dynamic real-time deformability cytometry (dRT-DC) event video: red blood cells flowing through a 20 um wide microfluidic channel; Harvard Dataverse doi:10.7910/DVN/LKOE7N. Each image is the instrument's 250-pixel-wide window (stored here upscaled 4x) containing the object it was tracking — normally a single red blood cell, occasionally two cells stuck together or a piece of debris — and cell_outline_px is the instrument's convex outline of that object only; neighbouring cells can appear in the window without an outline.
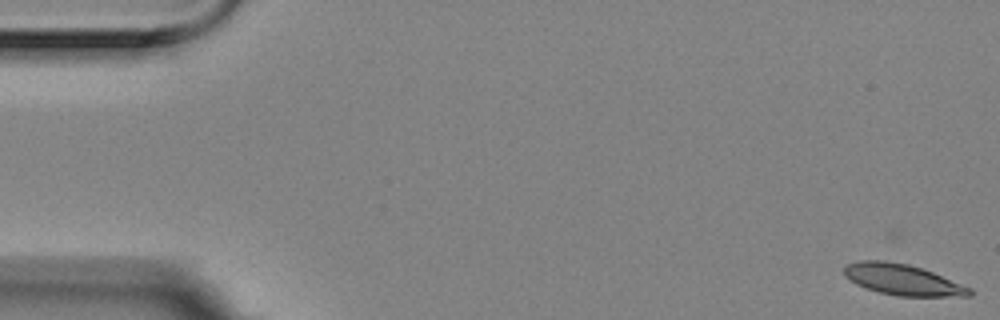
{"species": "Egyptian fruit bat (a non-hibernating species)", "species_latin": "Rousettus aegyptiacus", "temperature_condition": "room temperature", "stored_images_in_passage": 6, "camera_frame_rate_fps": 3000, "um_per_image_px": 0.085, "animal": {"sex": "female"}, "frame": {"image": 1, "passage_image": 1, "time_ms": 0.0, "image_size_px": [1000, 320], "cell_outline_px": [[972, 296], [896, 296], [864, 288], [856, 284], [844, 276], [844, 268], [848, 264], [860, 260], [884, 260], [908, 264], [932, 272], [972, 288]], "centroid_in_image_um": [76.7, 23.77], "position_along_channel_um": 8.3, "area_um2": 22.54}}
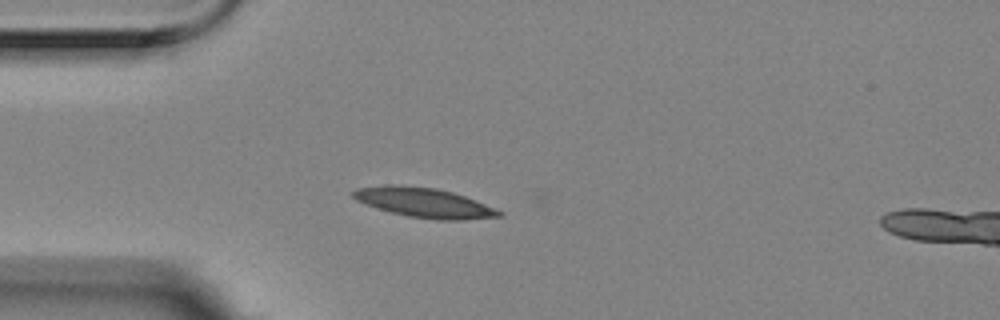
{"frame": {"image": 2, "passage_image": 5, "time_ms": 1.333, "image_size_px": [1000, 320], "cell_outline_px": [[504, 212], [500, 216], [464, 220], [436, 220], [408, 216], [376, 208], [364, 204], [356, 200], [352, 196], [352, 192], [356, 188], [384, 184], [400, 184], [436, 188], [452, 192], [464, 196], [496, 208]], "centroid_in_image_um": [36.01, 17.21], "position_along_channel_um": 49.0, "area_um2": 25.37}}